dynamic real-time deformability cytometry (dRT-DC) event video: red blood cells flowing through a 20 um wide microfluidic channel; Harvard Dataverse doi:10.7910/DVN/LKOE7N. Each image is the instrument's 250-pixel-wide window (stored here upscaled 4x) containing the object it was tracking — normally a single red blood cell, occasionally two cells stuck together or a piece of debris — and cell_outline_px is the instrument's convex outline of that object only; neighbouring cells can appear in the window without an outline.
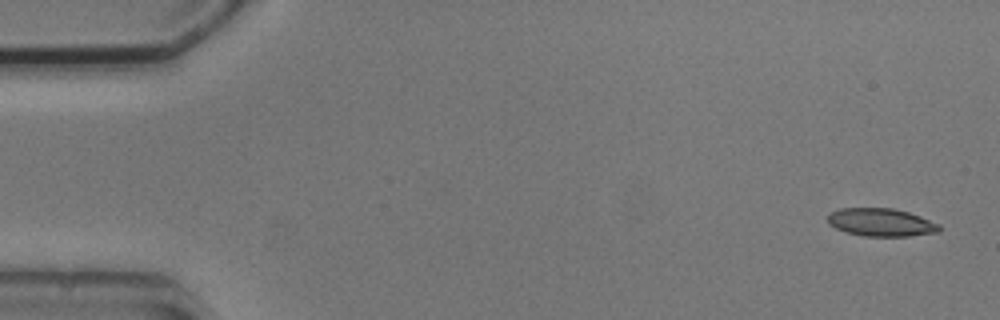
{"species": "common noctule bat (a hibernating species)", "species_latin": "Nyctalus noctula", "temperature_condition": "cold", "stored_images_in_passage": 4, "camera_frame_rate_fps": 3000, "um_per_image_px": 0.085, "animal": {"sex": "male", "body_mass_g": 20.5, "forearm_length_mm": 52.5}, "frame": {"image": 1, "passage_image": 1, "time_ms": 0.0, "image_size_px": [1000, 320], "cell_outline_px": [[940, 232], [908, 236], [864, 236], [844, 232], [828, 224], [828, 212], [840, 208], [892, 208], [908, 212], [920, 216], [940, 224]], "centroid_in_image_um": [74.87, 18.9], "position_along_channel_um": 10.1, "area_um2": 18.32}}
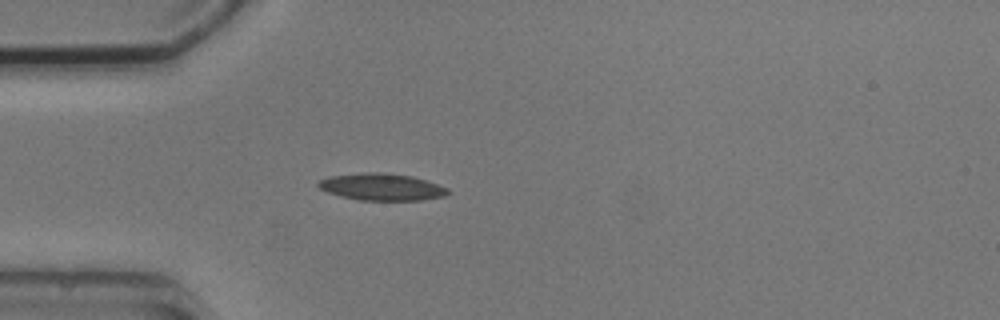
{"frame": {"image": 2, "passage_image": 4, "time_ms": 4.333, "image_size_px": [1000, 320], "cell_outline_px": [[452, 192], [444, 196], [420, 200], [360, 200], [340, 196], [328, 192], [320, 188], [316, 184], [320, 180], [332, 176], [364, 172], [380, 172], [412, 176], [448, 188]], "centroid_in_image_um": [32.45, 15.89], "position_along_channel_um": 52.5, "area_um2": 20.17}}